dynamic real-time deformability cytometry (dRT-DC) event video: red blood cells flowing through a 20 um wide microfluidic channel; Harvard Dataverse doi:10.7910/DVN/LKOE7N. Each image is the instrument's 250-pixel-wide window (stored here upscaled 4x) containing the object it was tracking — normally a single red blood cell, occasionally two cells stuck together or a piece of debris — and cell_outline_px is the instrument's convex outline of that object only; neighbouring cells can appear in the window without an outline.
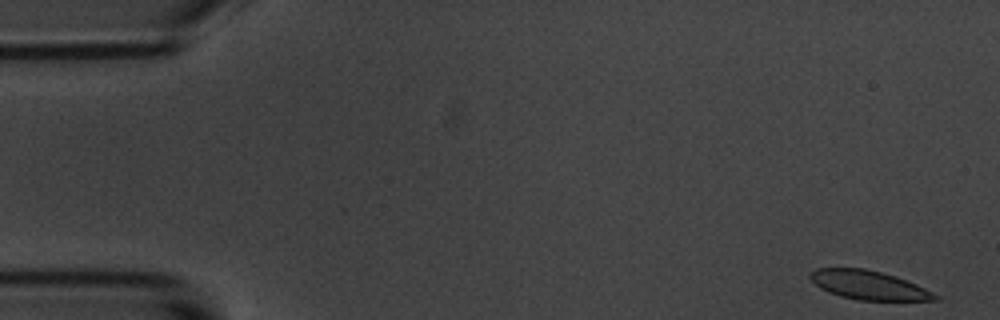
{"species": "common noctule bat (a hibernating species)", "species_latin": "Nyctalus noctula", "temperature_condition": "room temperature", "stored_images_in_passage": 56, "camera_frame_rate_fps": 3000, "um_per_image_px": 0.085, "animal": {"sex": "male", "body_mass_g": 20.1, "forearm_length_mm": 53.5}, "frame": {"image": 1, "passage_image": 1, "time_ms": 0.0, "image_size_px": [1000, 320], "cell_outline_px": [[940, 300], [860, 300], [840, 296], [828, 292], [820, 288], [808, 276], [808, 272], [816, 268], [864, 268], [896, 276], [916, 284], [940, 296]], "centroid_in_image_um": [73.81, 24.23], "position_along_channel_um": 11.2, "area_um2": 20.98}}
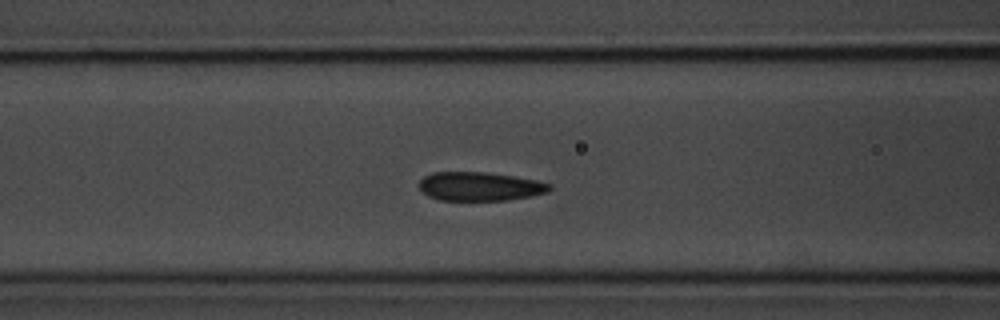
{"frame": {"image": 2, "passage_image": 21, "time_ms": 6.667, "image_size_px": [1000, 320], "cell_outline_px": [[552, 188], [548, 192], [508, 200], [440, 200], [428, 196], [420, 192], [420, 180], [424, 176], [432, 172], [488, 172], [536, 180], [552, 184]], "centroid_in_image_um": [40.76, 15.84], "position_along_channel_um": 125.8, "area_um2": 21.91}}
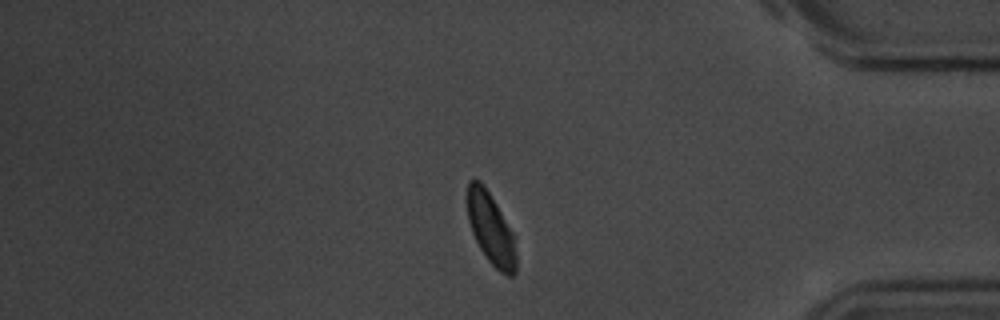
{"frame": {"image": 3, "passage_image": 46, "time_ms": 15.0, "image_size_px": [1000, 320], "cell_outline_px": [[516, 272], [512, 276], [508, 276], [500, 272], [488, 260], [480, 248], [472, 232], [468, 220], [464, 196], [468, 180], [480, 180], [484, 184], [496, 204], [512, 232], [516, 252]], "centroid_in_image_um": [41.67, 19.39], "position_along_channel_um": 393.5, "area_um2": 20.58}, "authors_computed_cell_mechanics": {"area_um2": 22.3108, "velocity_mm_per_s": 3.5418, "shape_relaxation_time_tau1_ms": 4.2108, "shape_relaxation_time_tau2_ms": 2.0952, "deformation_change_tau1": 0.1131, "deformation_change_tau2": 0.0521}}